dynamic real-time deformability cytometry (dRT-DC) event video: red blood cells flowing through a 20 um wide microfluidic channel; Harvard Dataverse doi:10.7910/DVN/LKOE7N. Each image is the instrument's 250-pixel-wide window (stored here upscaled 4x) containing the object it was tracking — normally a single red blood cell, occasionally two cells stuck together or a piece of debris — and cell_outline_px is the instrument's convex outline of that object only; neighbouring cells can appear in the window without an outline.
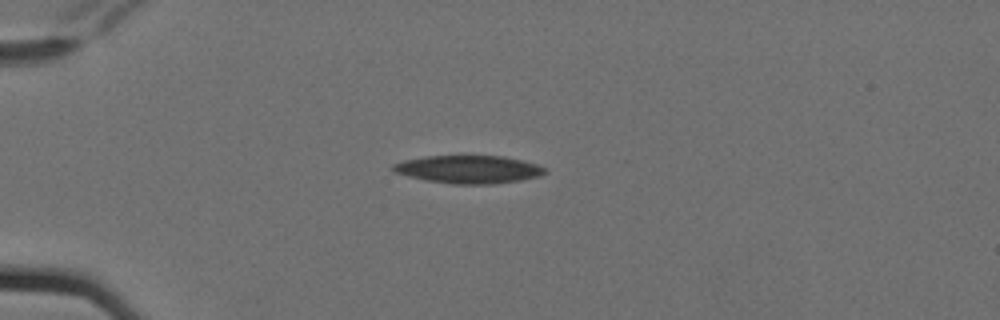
{"species": "Egyptian fruit bat (a non-hibernating species)", "species_latin": "Rousettus aegyptiacus", "temperature_condition": "cold", "stored_images_in_passage": 4, "camera_frame_rate_fps": 3000, "um_per_image_px": 0.085, "animal": {"sex": "female"}, "frame": {"image": 1, "passage_image": 2, "time_ms": 0.333, "image_size_px": [1000, 320], "cell_outline_px": [[548, 172], [540, 176], [520, 180], [492, 184], [452, 184], [428, 180], [408, 176], [396, 172], [392, 168], [392, 164], [404, 160], [424, 156], [504, 156], [536, 164], [544, 168]], "centroid_in_image_um": [39.84, 14.39], "position_along_channel_um": 45.2, "area_um2": 24.51}}
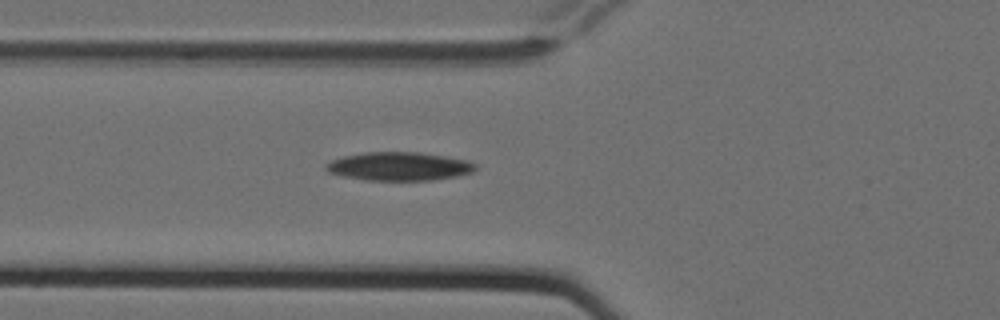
{"frame": {"image": 2, "passage_image": 4, "time_ms": 1.0, "image_size_px": [1000, 320], "cell_outline_px": [[476, 168], [472, 172], [456, 176], [432, 180], [364, 180], [344, 176], [328, 172], [324, 168], [324, 164], [332, 160], [344, 156], [364, 152], [420, 152], [468, 160], [476, 164]], "centroid_in_image_um": [33.91, 14.13], "position_along_channel_um": 91.9, "area_um2": 24.8}}